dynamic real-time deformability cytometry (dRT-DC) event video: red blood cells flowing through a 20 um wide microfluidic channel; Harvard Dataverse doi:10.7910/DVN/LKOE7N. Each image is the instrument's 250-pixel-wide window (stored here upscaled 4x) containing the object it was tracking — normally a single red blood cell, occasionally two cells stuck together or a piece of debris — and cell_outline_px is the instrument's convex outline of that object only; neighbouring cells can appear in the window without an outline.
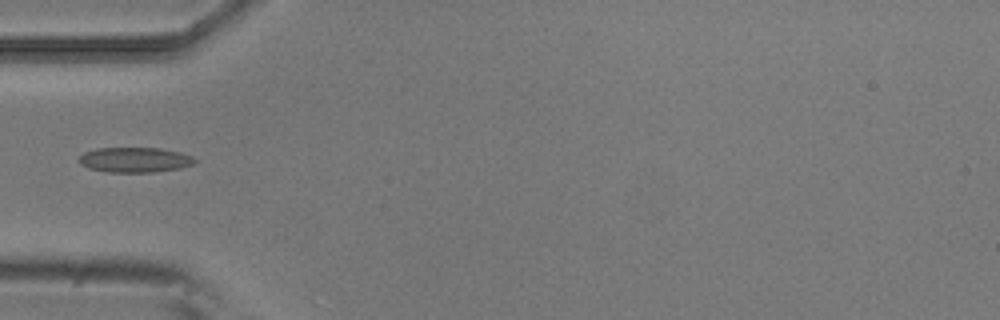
{"species": "common noctule bat (a hibernating species)", "species_latin": "Nyctalus noctula", "temperature_condition": "room temperature", "stored_images_in_passage": 6, "camera_frame_rate_fps": 3000, "um_per_image_px": 0.085, "animal": {"sex": "male", "body_mass_g": 20.5, "forearm_length_mm": 52.5}, "frame": {"image": 1, "passage_image": 6, "time_ms": 1.667, "image_size_px": [1000, 320], "cell_outline_px": [[196, 160], [192, 164], [180, 168], [152, 172], [108, 172], [88, 168], [80, 164], [76, 160], [84, 152], [96, 148], [160, 148], [180, 152], [192, 156]], "centroid_in_image_um": [11.41, 13.58], "position_along_channel_um": 73.6, "area_um2": 16.94}}